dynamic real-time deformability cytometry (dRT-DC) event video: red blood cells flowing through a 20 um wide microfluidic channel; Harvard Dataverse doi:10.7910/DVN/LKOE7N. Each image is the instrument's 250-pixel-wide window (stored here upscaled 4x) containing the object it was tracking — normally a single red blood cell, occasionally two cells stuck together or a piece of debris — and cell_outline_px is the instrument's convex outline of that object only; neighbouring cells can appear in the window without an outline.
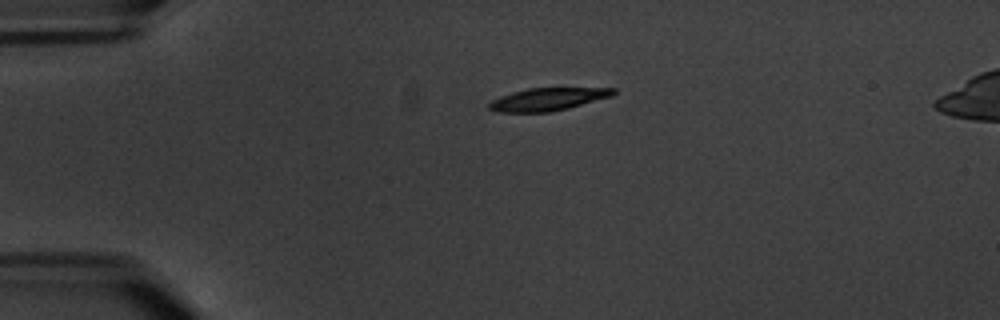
{"species": "common noctule bat (a hibernating species)", "species_latin": "Nyctalus noctula", "temperature_condition": "warm", "stored_images_in_passage": 3, "camera_frame_rate_fps": 3000, "um_per_image_px": 0.085, "animal": {"sex": "male", "body_mass_g": 20.1, "forearm_length_mm": 53.5}, "frame": {"image": 1, "passage_image": 1, "time_ms": 0.0, "image_size_px": [1000, 320], "cell_outline_px": [[616, 92], [612, 96], [568, 108], [552, 112], [496, 112], [488, 108], [488, 104], [492, 100], [500, 96], [512, 92], [528, 88], [616, 88]], "centroid_in_image_um": [46.54, 8.44], "position_along_channel_um": 38.5, "area_um2": 16.42}}